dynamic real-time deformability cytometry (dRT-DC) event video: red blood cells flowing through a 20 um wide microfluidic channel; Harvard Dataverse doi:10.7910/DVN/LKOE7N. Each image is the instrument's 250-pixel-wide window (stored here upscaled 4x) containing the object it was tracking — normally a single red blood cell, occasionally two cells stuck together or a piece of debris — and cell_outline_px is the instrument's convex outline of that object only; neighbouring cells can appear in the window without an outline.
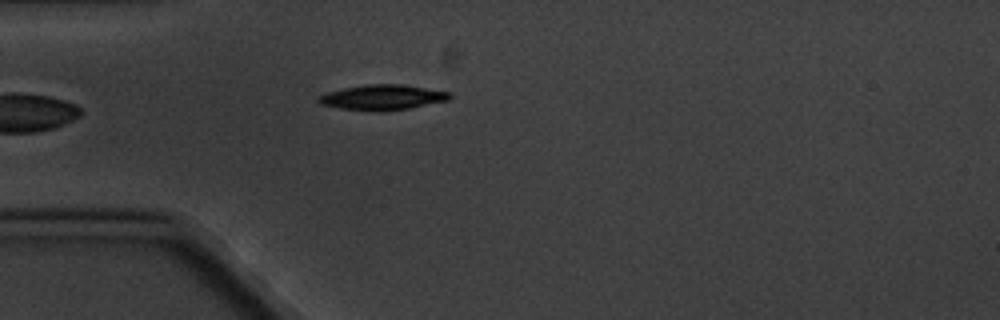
{"species": "common noctule bat (a hibernating species)", "species_latin": "Nyctalus noctula", "temperature_condition": "cold", "stored_images_in_passage": 5, "camera_frame_rate_fps": 3000, "um_per_image_px": 0.085, "animal": {"sex": "male", "body_mass_g": 20.1, "forearm_length_mm": 53.5}, "frame": {"image": 1, "passage_image": 5, "time_ms": 4.667, "image_size_px": [1000, 320], "cell_outline_px": [[452, 96], [448, 100], [408, 108], [384, 112], [372, 112], [340, 108], [320, 104], [316, 100], [324, 92], [364, 84], [404, 84], [452, 92]], "centroid_in_image_um": [32.5, 8.27], "position_along_channel_um": 52.5, "area_um2": 19.59}}